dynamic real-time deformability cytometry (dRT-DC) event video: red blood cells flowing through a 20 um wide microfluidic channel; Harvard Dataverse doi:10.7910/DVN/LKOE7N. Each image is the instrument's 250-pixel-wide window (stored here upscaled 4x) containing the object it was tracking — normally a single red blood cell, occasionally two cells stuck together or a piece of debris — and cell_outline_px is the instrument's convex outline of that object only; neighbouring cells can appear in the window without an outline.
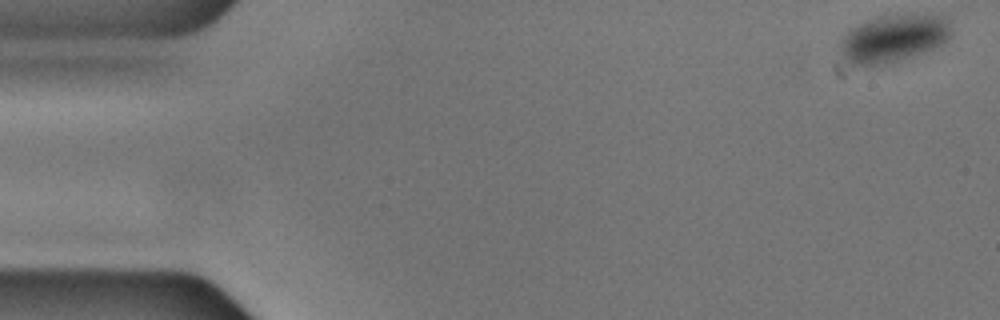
{"species": "common noctule bat (a hibernating species)", "species_latin": "Nyctalus noctula", "temperature_condition": "cold", "stored_images_in_passage": 56, "camera_frame_rate_fps": 3000, "um_per_image_px": 0.085, "animal": {"sex": "male", "body_mass_g": 17.9, "forearm_length_mm": 54.2}, "frame": {"image": 1, "passage_image": 1, "time_ms": 0.0, "image_size_px": [1000, 320], "cell_outline_px": [[952, 36], [940, 48], [892, 64], [852, 64], [840, 52], [840, 40], [844, 32], [848, 28], [856, 24], [880, 16], [948, 16], [952, 32]], "centroid_in_image_um": [76.0, 3.29], "position_along_channel_um": 9.0, "area_um2": 31.15}}
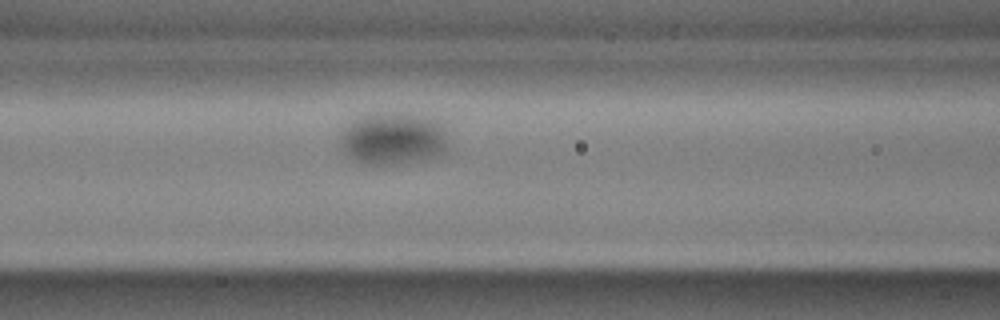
{"frame": {"image": 2, "passage_image": 22, "time_ms": 7.0, "image_size_px": [1000, 320], "cell_outline_px": [[448, 148], [444, 152], [424, 160], [404, 164], [364, 164], [348, 156], [344, 152], [340, 144], [340, 136], [344, 128], [352, 120], [360, 116], [376, 112], [408, 112], [424, 116], [436, 120], [444, 124], [448, 140]], "centroid_in_image_um": [33.44, 11.76], "position_along_channel_um": 133.2, "area_um2": 33.76}}
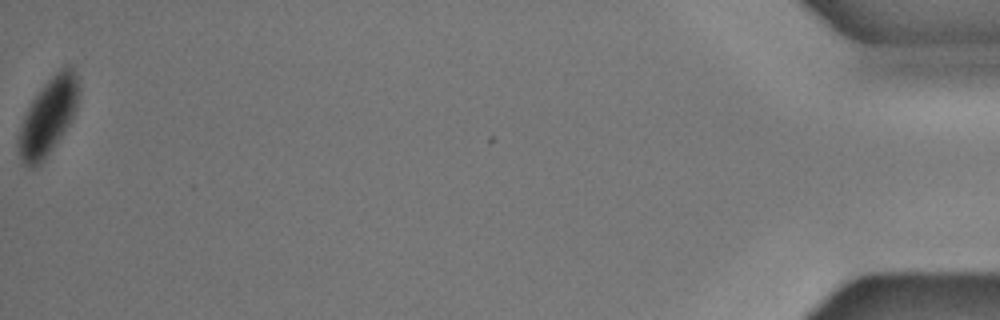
{"frame": {"image": 3, "passage_image": 56, "time_ms": 18.333, "image_size_px": [1000, 320], "cell_outline_px": [[80, 92], [76, 108], [72, 120], [44, 160], [36, 168], [28, 168], [20, 160], [16, 144], [16, 136], [24, 116], [32, 100], [44, 84], [64, 64], [72, 64], [80, 88]], "centroid_in_image_um": [4.08, 9.92], "position_along_channel_um": 431.1, "area_um2": 27.28}}